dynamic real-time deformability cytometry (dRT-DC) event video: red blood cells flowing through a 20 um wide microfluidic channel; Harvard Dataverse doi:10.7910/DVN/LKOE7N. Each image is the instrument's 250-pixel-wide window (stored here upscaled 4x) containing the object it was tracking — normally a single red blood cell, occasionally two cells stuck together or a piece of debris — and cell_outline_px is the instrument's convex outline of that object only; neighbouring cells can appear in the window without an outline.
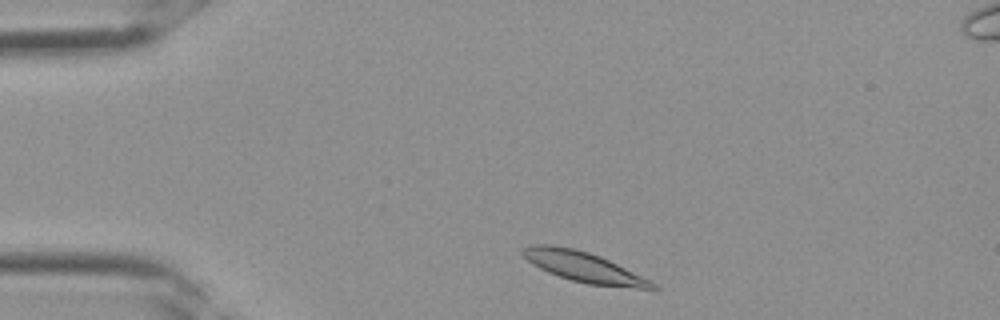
{"species": "Egyptian fruit bat (a non-hibernating species)", "species_latin": "Rousettus aegyptiacus", "temperature_condition": "room temperature", "stored_images_in_passage": 2, "camera_frame_rate_fps": 3000, "um_per_image_px": 0.085, "frame": {"image": 1, "passage_image": 1, "time_ms": 0.0, "image_size_px": [1000, 320], "cell_outline_px": [[660, 288], [636, 288], [588, 284], [572, 280], [548, 272], [532, 264], [520, 252], [520, 248], [532, 244], [552, 244], [572, 248], [588, 252], [600, 256], [652, 280]], "centroid_in_image_um": [49.6, 22.68], "position_along_channel_um": 35.4, "area_um2": 22.77}}